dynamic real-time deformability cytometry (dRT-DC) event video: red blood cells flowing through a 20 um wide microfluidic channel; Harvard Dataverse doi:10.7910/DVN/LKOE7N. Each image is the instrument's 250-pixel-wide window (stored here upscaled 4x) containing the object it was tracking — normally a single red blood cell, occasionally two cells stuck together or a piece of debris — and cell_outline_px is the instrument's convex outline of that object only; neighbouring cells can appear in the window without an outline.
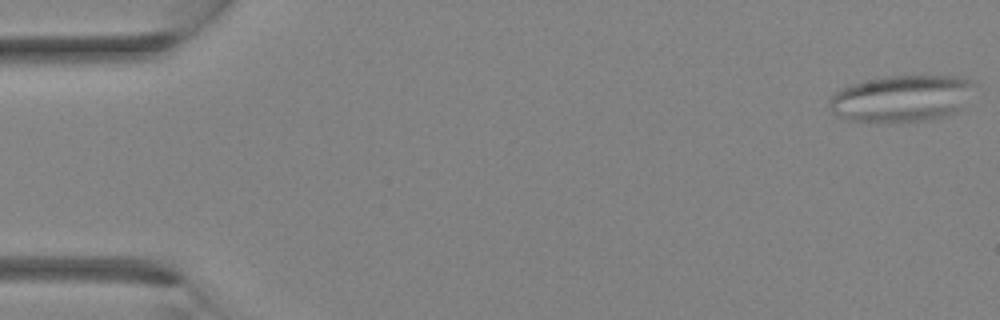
{"species": "Egyptian fruit bat (a non-hibernating species)", "species_latin": "Rousettus aegyptiacus", "temperature_condition": "room temperature", "stored_images_in_passage": 4, "camera_frame_rate_fps": 3000, "um_per_image_px": 0.085, "animal": {"sex": "female"}, "frame": {"image": 1, "passage_image": 1, "time_ms": 0.0, "image_size_px": [1000, 320], "cell_outline_px": [[980, 84], [960, 108], [956, 112], [944, 116], [928, 120], [900, 124], [848, 120], [836, 116], [832, 112], [828, 104], [828, 100], [840, 88], [848, 84], [884, 76], [964, 76], [976, 80]], "centroid_in_image_um": [76.67, 8.37], "position_along_channel_um": 8.3, "area_um2": 40.75}}
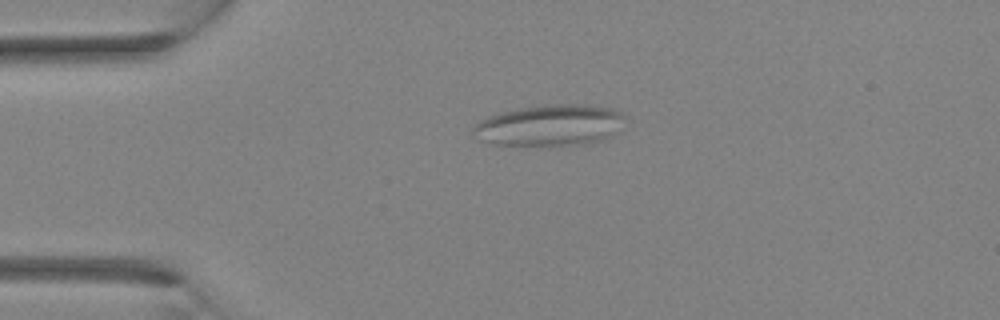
{"frame": {"image": 2, "passage_image": 3, "time_ms": 0.667, "image_size_px": [1000, 320], "cell_outline_px": [[628, 116], [608, 136], [600, 140], [584, 144], [560, 148], [488, 144], [476, 140], [472, 136], [472, 128], [480, 120], [488, 116], [520, 108], [548, 104], [588, 104], [616, 108]], "centroid_in_image_um": [46.68, 10.68], "position_along_channel_um": 38.3, "area_um2": 37.63}}